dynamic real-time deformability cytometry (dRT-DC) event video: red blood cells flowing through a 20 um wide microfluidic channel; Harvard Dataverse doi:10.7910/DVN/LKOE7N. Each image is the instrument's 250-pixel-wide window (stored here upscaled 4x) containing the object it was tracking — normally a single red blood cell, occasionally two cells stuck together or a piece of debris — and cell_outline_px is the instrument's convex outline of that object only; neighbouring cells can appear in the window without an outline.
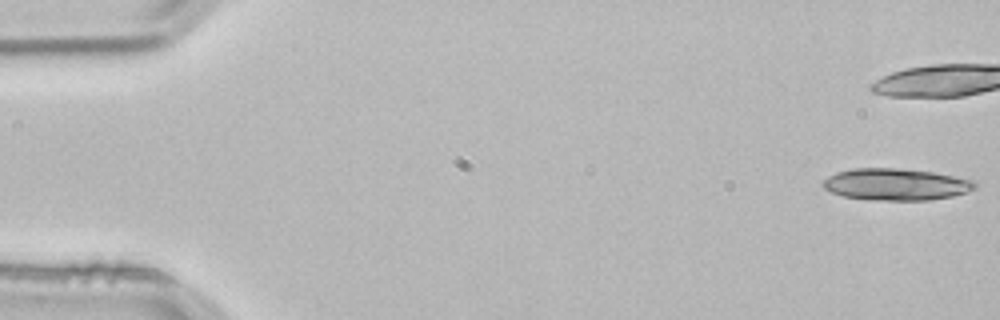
{"species": "common noctule bat (a hibernating species)", "species_latin": "Nyctalus noctula", "temperature_condition": "room temperature", "stored_images_in_passage": 29, "camera_frame_rate_fps": 3000, "um_per_image_px": 0.085, "animal": {"sex": "male", "body_mass_g": 21.5, "forearm_length_mm": 52.0}, "frame": {"image": 1, "passage_image": 1, "time_ms": 0.0, "image_size_px": [1000, 320], "cell_outline_px": [[976, 188], [968, 192], [952, 196], [928, 200], [868, 200], [844, 196], [832, 192], [824, 188], [820, 184], [828, 176], [836, 172], [852, 168], [896, 168], [932, 172], [972, 180], [976, 184]], "centroid_in_image_um": [76.12, 15.67], "position_along_channel_um": 8.9, "area_um2": 28.09}}